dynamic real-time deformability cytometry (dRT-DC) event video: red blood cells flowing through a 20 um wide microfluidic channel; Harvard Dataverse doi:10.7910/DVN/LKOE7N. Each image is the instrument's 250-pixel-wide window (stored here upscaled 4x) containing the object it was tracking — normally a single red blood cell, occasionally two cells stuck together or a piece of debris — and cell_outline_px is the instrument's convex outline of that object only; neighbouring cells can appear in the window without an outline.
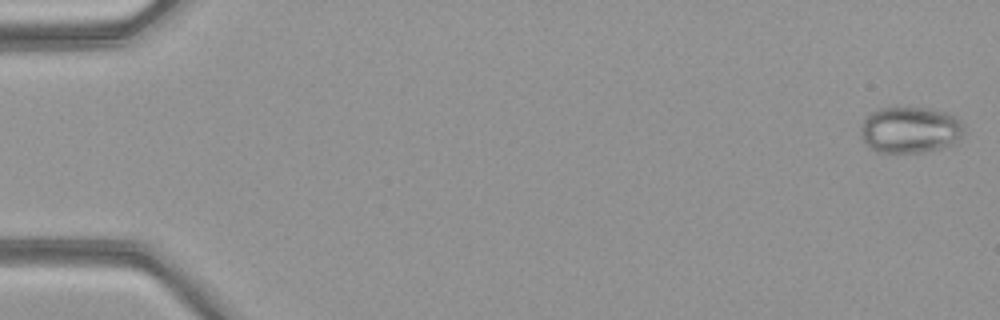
{"species": "common noctule bat (a hibernating species)", "species_latin": "Nyctalus noctula", "temperature_condition": "warm", "stored_images_in_passage": 50, "camera_frame_rate_fps": 3000, "um_per_image_px": 0.085, "animal": {"sex": "female", "body_mass_g": 21.9}, "frame": {"image": 1, "passage_image": 1, "time_ms": 0.0, "image_size_px": [1000, 320], "cell_outline_px": [[964, 132], [952, 144], [940, 148], [920, 152], [876, 152], [868, 148], [860, 136], [860, 128], [864, 116], [868, 112], [880, 108], [896, 104], [928, 108], [948, 112], [956, 116], [964, 124]], "centroid_in_image_um": [77.3, 10.98], "position_along_channel_um": 7.7, "area_um2": 28.96}}
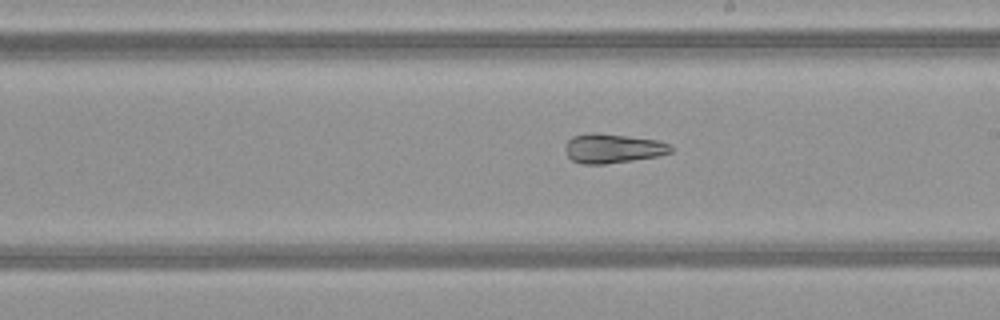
{"frame": {"image": 2, "passage_image": 29, "time_ms": 9.333, "image_size_px": [1000, 320], "cell_outline_px": [[672, 152], [656, 156], [632, 160], [604, 164], [584, 164], [572, 160], [568, 156], [564, 144], [572, 136], [624, 136], [660, 140], [672, 144]], "centroid_in_image_um": [52.15, 12.66], "position_along_channel_um": 236.8, "area_um2": 17.22}}
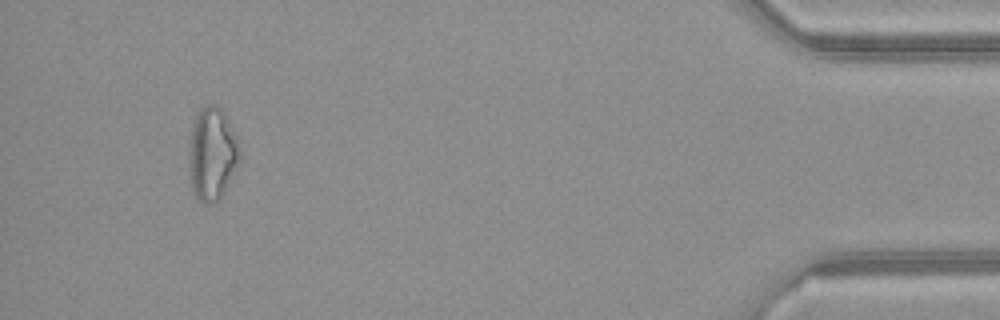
{"frame": {"image": 3, "passage_image": 47, "time_ms": 15.333, "image_size_px": [1000, 320], "cell_outline_px": [[240, 160], [224, 192], [212, 204], [204, 204], [196, 196], [192, 188], [192, 128], [196, 112], [204, 104], [216, 104], [224, 112], [240, 140]], "centroid_in_image_um": [18.11, 13.01], "position_along_channel_um": 417.1, "area_um2": 26.88}, "authors_computed_cell_mechanics": {"area_um2": 23.409, "velocity_mm_per_s": 4.1689, "shape_relaxation_time_tau1_ms": null, "shape_relaxation_time_tau2_ms": 3.1636, "deformation_change_tau1": null, "deformation_change_tau2": 0.1426}}